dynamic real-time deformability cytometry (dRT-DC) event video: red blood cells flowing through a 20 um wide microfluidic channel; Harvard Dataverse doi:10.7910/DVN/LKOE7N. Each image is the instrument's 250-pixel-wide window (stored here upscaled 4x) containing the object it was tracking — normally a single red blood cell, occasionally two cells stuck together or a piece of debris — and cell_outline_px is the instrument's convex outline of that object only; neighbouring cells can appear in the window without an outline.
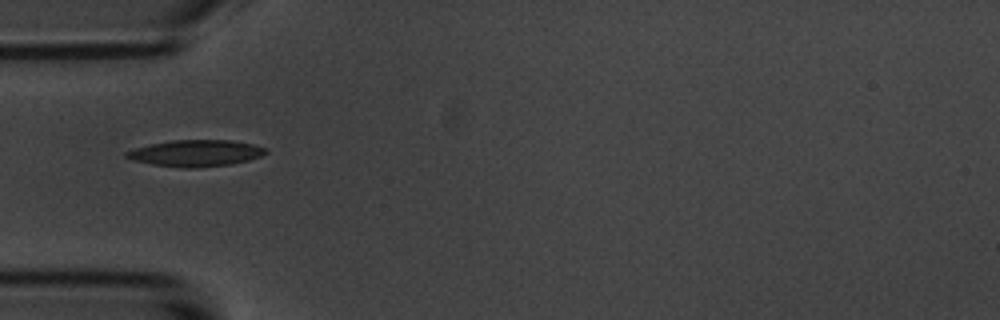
{"species": "common noctule bat (a hibernating species)", "species_latin": "Nyctalus noctula", "temperature_condition": "room temperature", "stored_images_in_passage": 40, "camera_frame_rate_fps": 3000, "um_per_image_px": 0.085, "animal": {"sex": "male", "body_mass_g": 20.1, "forearm_length_mm": 53.5}, "frame": {"image": 1, "passage_image": 1, "time_ms": 0.0, "image_size_px": [1000, 320], "cell_outline_px": [[268, 152], [260, 156], [248, 160], [232, 164], [196, 168], [184, 168], [152, 164], [132, 160], [124, 156], [124, 152], [136, 148], [152, 144], [172, 140], [232, 140], [252, 144], [268, 148]], "centroid_in_image_um": [16.66, 13.02], "position_along_channel_um": 68.3, "area_um2": 21.5}}
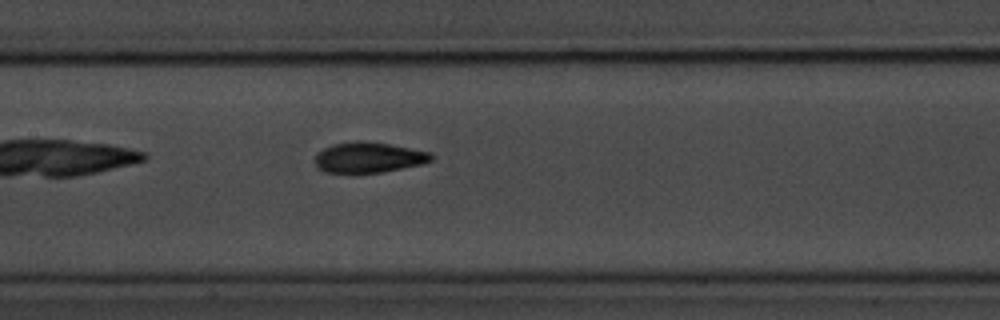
{"frame": {"image": 2, "passage_image": 10, "time_ms": 3.0, "image_size_px": [1000, 320], "cell_outline_px": [[432, 160], [424, 164], [384, 172], [324, 172], [316, 168], [316, 156], [324, 148], [332, 144], [356, 140], [388, 144], [432, 152]], "centroid_in_image_um": [31.36, 13.38], "position_along_channel_um": 176.0, "area_um2": 20.58}}
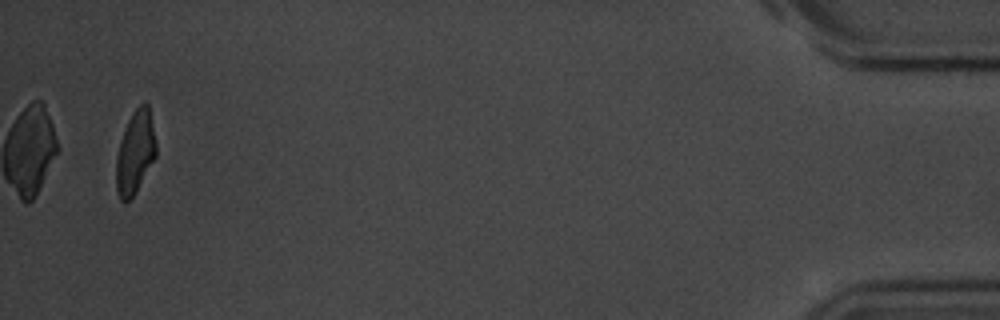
{"frame": {"image": 3, "passage_image": 38, "time_ms": 12.333, "image_size_px": [1000, 320], "cell_outline_px": [[156, 156], [132, 196], [128, 200], [120, 200], [116, 192], [116, 156], [120, 140], [128, 120], [132, 112], [144, 100], [148, 104], [156, 144]], "centroid_in_image_um": [11.47, 12.91], "position_along_channel_um": 423.7, "area_um2": 19.02}, "authors_computed_cell_mechanics": {"area_um2": 20.5479, "velocity_mm_per_s": 3.5639, "shape_relaxation_time_tau1_ms": 3.4285, "shape_relaxation_time_tau2_ms": 2.1949, "deformation_change_tau1": 0.1371, "deformation_change_tau2": 0.0801}}